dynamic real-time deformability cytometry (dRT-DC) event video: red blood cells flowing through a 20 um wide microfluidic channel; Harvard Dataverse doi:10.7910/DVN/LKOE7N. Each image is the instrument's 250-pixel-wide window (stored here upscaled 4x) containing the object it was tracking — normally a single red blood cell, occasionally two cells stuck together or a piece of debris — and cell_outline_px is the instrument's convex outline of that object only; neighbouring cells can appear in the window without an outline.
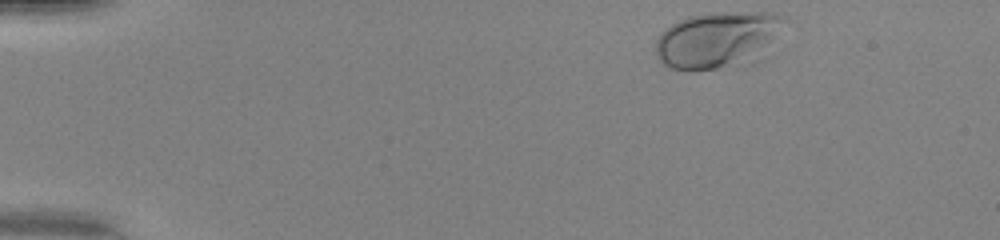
{"species": "human", "species_latin": "Homo sapiens", "temperature_condition": "warm", "stored_images_in_passage": 38, "camera_frame_rate_fps": 3000, "um_per_image_px": 0.085, "donor": {"sex": "female"}, "frame": {"image": 1, "passage_image": 1, "time_ms": 0.0, "image_size_px": [1000, 240], "cell_outline_px": [[788, 20], [760, 60], [756, 64], [716, 68], [672, 68], [664, 64], [660, 60], [656, 52], [656, 40], [672, 24], [688, 16], [712, 12], [772, 12], [788, 16]], "centroid_in_image_um": [61.13, 3.35], "position_along_channel_um": 23.9, "area_um2": 42.54}}
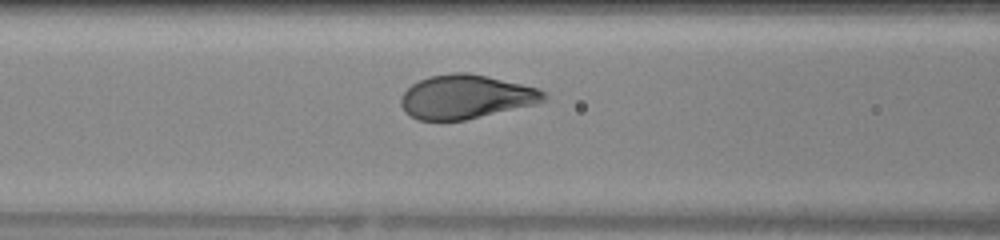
{"frame": {"image": 2, "passage_image": 16, "time_ms": 5.0, "image_size_px": [1000, 240], "cell_outline_px": [[544, 100], [536, 104], [464, 120], [420, 120], [404, 112], [400, 104], [400, 96], [412, 84], [428, 76], [452, 72], [468, 72], [520, 84], [536, 88], [544, 92]], "centroid_in_image_um": [39.53, 8.23], "position_along_channel_um": 127.1, "area_um2": 36.18}}
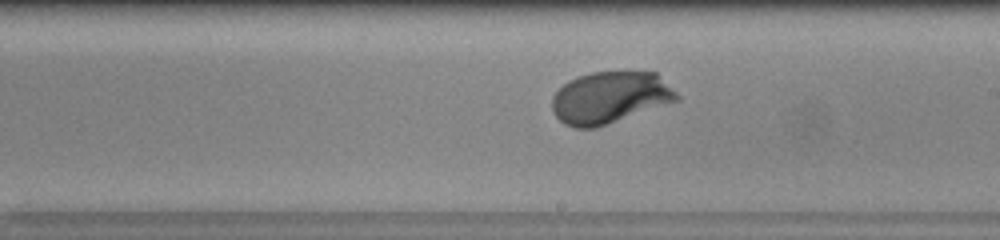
{"frame": {"image": 3, "passage_image": 24, "time_ms": 7.667, "image_size_px": [1000, 240], "cell_outline_px": [[680, 100], [596, 128], [576, 128], [564, 124], [552, 112], [552, 96], [568, 80], [576, 76], [592, 72], [656, 72], [680, 96]], "centroid_in_image_um": [51.83, 8.3], "position_along_channel_um": 237.2, "area_um2": 37.74}, "authors_computed_cell_mechanics": {"area_um2": 37.1076, "velocity_mm_per_s": 4.15, "shape_relaxation_time_tau1_ms": 1.8343, "shape_relaxation_time_tau2_ms": null, "deformation_change_tau1": 0.1476, "deformation_change_tau2": null}}